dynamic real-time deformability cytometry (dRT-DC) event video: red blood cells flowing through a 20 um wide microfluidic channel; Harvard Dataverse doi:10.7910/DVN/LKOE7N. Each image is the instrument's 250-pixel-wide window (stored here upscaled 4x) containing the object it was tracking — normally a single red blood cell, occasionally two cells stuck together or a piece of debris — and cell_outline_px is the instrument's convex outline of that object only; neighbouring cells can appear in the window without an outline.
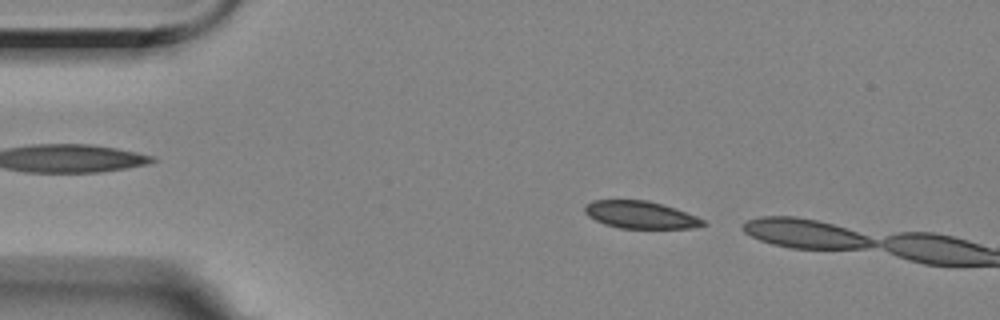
{"species": "Egyptian fruit bat (a non-hibernating species)", "species_latin": "Rousettus aegyptiacus", "temperature_condition": "room temperature", "stored_images_in_passage": 5, "camera_frame_rate_fps": 3000, "um_per_image_px": 0.085, "animal": {"sex": "female"}, "frame": {"image": 1, "passage_image": 2, "time_ms": 0.333, "image_size_px": [1000, 320], "cell_outline_px": [[708, 224], [692, 228], [620, 228], [604, 224], [588, 216], [584, 212], [584, 204], [592, 200], [648, 200], [676, 208], [696, 216], [704, 220]], "centroid_in_image_um": [54.42, 18.25], "position_along_channel_um": 30.6, "area_um2": 18.96}}